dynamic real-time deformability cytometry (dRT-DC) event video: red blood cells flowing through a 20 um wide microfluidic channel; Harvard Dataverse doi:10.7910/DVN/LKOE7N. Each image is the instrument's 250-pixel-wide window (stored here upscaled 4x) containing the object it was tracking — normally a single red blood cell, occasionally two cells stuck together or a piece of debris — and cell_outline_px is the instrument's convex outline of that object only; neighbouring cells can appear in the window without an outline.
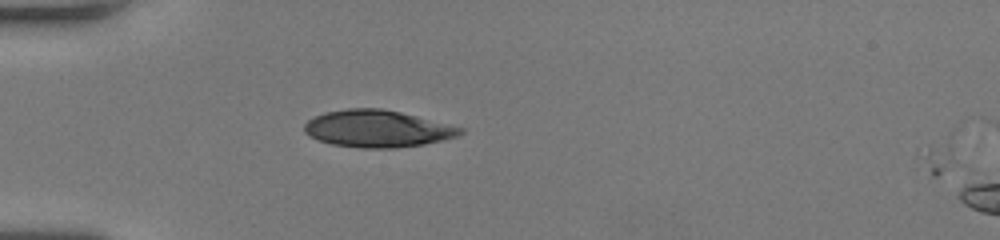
{"species": "human", "species_latin": "Homo sapiens", "temperature_condition": "room temperature", "stored_images_in_passage": 2, "camera_frame_rate_fps": 3000, "um_per_image_px": 0.085, "donor": {"sex": "female"}, "frame": {"image": 1, "passage_image": 1, "time_ms": 0.0, "image_size_px": [1000, 240], "cell_outline_px": [[464, 132], [456, 136], [444, 140], [424, 144], [396, 148], [360, 148], [332, 144], [308, 136], [304, 132], [304, 124], [308, 120], [324, 112], [348, 108], [380, 108], [400, 112], [464, 128]], "centroid_in_image_um": [32.06, 10.94], "position_along_channel_um": 52.9, "area_um2": 33.58}}